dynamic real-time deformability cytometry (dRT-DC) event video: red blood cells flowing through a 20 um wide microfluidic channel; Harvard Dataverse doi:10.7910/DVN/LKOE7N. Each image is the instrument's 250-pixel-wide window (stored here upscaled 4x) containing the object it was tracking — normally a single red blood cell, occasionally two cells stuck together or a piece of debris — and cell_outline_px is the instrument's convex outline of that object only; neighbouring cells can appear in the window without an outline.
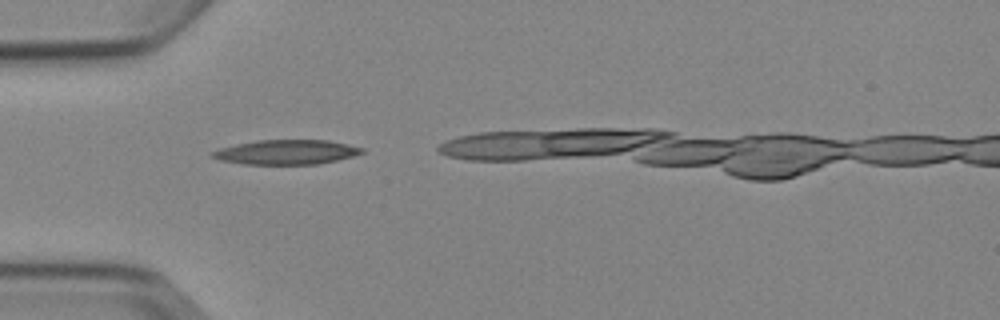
{"species": "Egyptian fruit bat (a non-hibernating species)", "species_latin": "Rousettus aegyptiacus", "temperature_condition": "cold", "stored_images_in_passage": 3, "camera_frame_rate_fps": 3000, "um_per_image_px": 0.085, "animal": {"sex": "female"}, "frame": {"image": 1, "passage_image": 1, "time_ms": 0.0, "image_size_px": [1000, 320], "cell_outline_px": [[364, 152], [352, 156], [336, 160], [316, 164], [244, 164], [220, 160], [212, 156], [212, 152], [220, 148], [236, 144], [260, 140], [328, 140], [364, 148]], "centroid_in_image_um": [24.34, 12.93], "position_along_channel_um": 60.7, "area_um2": 21.15}}